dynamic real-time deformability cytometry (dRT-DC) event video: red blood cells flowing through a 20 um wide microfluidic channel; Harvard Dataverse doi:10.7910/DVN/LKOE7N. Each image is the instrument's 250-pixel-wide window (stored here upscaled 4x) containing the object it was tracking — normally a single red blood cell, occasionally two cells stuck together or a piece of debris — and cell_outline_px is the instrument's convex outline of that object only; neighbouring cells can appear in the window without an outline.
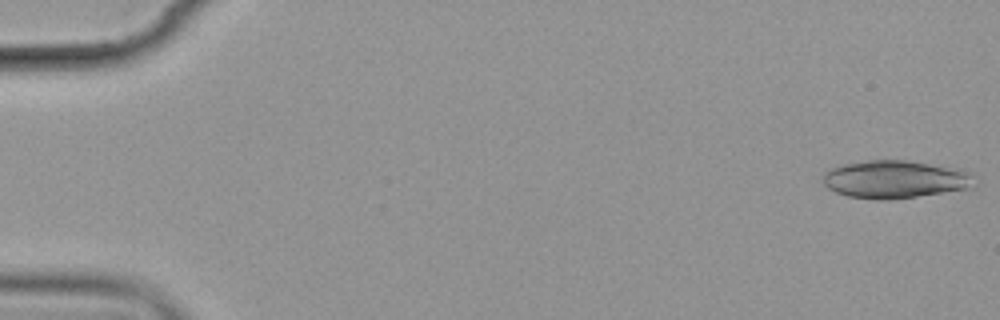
{"species": "common noctule bat (a hibernating species)", "species_latin": "Nyctalus noctula", "temperature_condition": "cold", "stored_images_in_passage": 5, "camera_frame_rate_fps": 3000, "um_per_image_px": 0.085, "animal": {"sex": "female", "body_mass_g": 19.9}, "frame": {"image": 1, "passage_image": 1, "time_ms": 0.0, "image_size_px": [1000, 320], "cell_outline_px": [[968, 188], [916, 196], [888, 200], [876, 200], [848, 196], [836, 192], [828, 188], [824, 184], [824, 172], [840, 164], [868, 160], [904, 160], [960, 168], [968, 172]], "centroid_in_image_um": [75.95, 15.23], "position_along_channel_um": 9.0, "area_um2": 32.77}}